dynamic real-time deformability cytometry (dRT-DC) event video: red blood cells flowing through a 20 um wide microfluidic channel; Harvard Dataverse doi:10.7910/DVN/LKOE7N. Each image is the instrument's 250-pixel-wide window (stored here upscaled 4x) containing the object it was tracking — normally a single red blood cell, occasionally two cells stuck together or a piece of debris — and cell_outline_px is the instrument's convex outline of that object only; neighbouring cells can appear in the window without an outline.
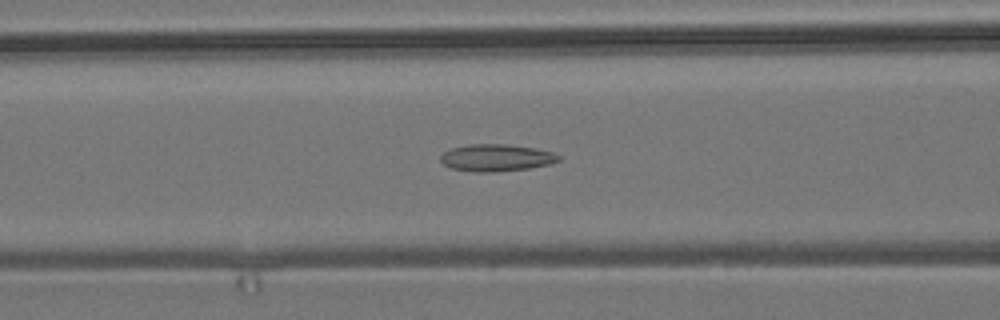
{"species": "common noctule bat (a hibernating species)", "species_latin": "Nyctalus noctula", "temperature_condition": "room temperature", "stored_images_in_passage": 48, "camera_frame_rate_fps": 3000, "um_per_image_px": 0.085, "animal": {"sex": "male", "body_mass_g": 19.2, "forearm_length_mm": 51.8}, "frame": {"image": 1, "passage_image": 14, "time_ms": 4.333, "image_size_px": [1000, 320], "cell_outline_px": [[560, 160], [548, 164], [528, 168], [492, 172], [472, 172], [452, 168], [444, 164], [440, 160], [440, 156], [444, 152], [452, 148], [468, 144], [508, 144], [532, 148], [552, 152], [560, 156]], "centroid_in_image_um": [42.15, 13.4], "position_along_channel_um": 124.4, "area_um2": 18.44}}
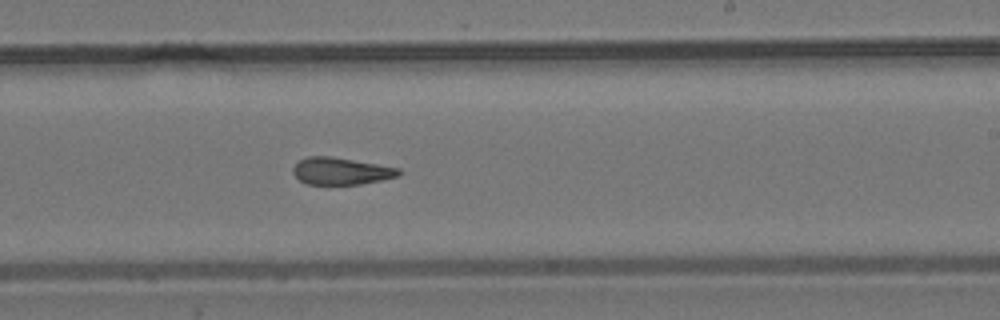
{"frame": {"image": 2, "passage_image": 25, "time_ms": 8.0, "image_size_px": [1000, 320], "cell_outline_px": [[404, 172], [400, 176], [360, 184], [308, 184], [300, 180], [292, 172], [292, 168], [300, 160], [308, 156], [332, 156], [400, 168]], "centroid_in_image_um": [29.02, 14.53], "position_along_channel_um": 260.0, "area_um2": 16.7}}
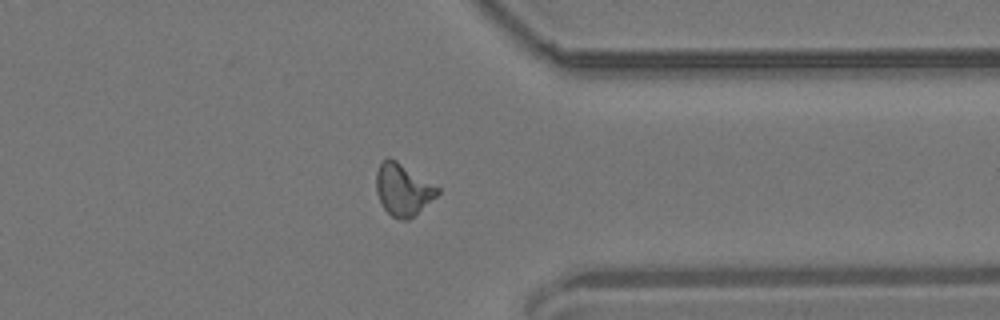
{"frame": {"image": 3, "passage_image": 35, "time_ms": 11.333, "image_size_px": [1000, 320], "cell_outline_px": [[440, 192], [436, 196], [408, 220], [400, 220], [392, 216], [384, 208], [376, 192], [376, 172], [380, 164], [388, 156], [396, 160], [440, 188]], "centroid_in_image_um": [34.23, 16.1], "position_along_channel_um": 377.2, "area_um2": 18.26}, "authors_computed_cell_mechanics": {"area_um2": 17.7446, "velocity_mm_per_s": 3.7057, "shape_relaxation_time_tau1_ms": null, "shape_relaxation_time_tau2_ms": 4.7329, "deformation_change_tau1": null, "deformation_change_tau2": 0.1471}}